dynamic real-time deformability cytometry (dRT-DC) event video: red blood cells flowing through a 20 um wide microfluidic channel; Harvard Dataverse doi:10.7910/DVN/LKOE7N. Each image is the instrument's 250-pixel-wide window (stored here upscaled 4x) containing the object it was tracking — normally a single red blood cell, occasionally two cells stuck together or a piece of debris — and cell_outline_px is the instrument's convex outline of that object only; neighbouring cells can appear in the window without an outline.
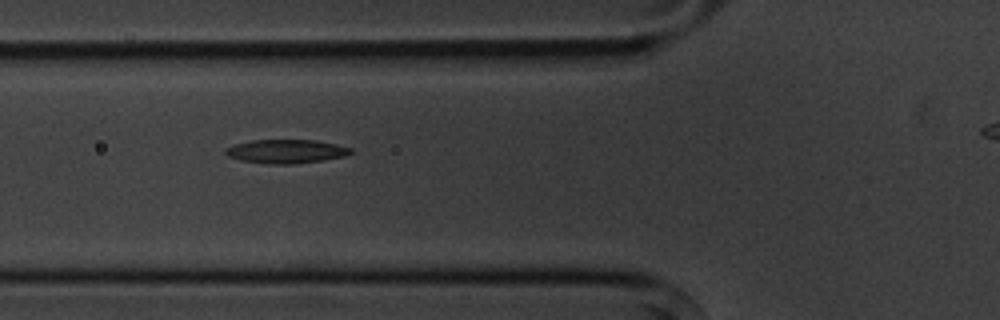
{"species": "common noctule bat (a hibernating species)", "species_latin": "Nyctalus noctula", "temperature_condition": "cold", "stored_images_in_passage": 16, "camera_frame_rate_fps": 3000, "um_per_image_px": 0.085, "animal": {"sex": "male", "body_mass_g": 20.1, "forearm_length_mm": 53.5}, "frame": {"image": 1, "passage_image": 7, "time_ms": 7.667, "image_size_px": [1000, 320], "cell_outline_px": [[352, 152], [344, 156], [324, 160], [292, 164], [272, 164], [240, 160], [228, 156], [224, 152], [224, 148], [236, 144], [252, 140], [316, 140], [336, 144], [352, 148]], "centroid_in_image_um": [24.31, 12.86], "position_along_channel_um": 101.5, "area_um2": 17.28}}
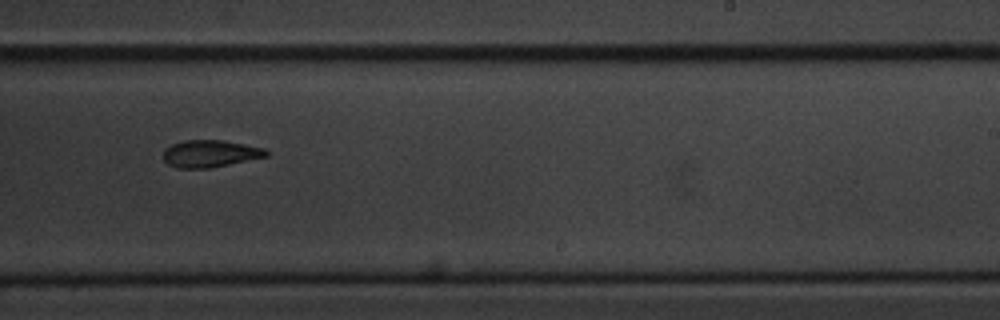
{"frame": {"image": 2, "passage_image": 11, "time_ms": 12.333, "image_size_px": [1000, 320], "cell_outline_px": [[268, 156], [208, 168], [176, 168], [168, 164], [164, 160], [164, 148], [172, 144], [184, 140], [224, 140], [264, 148], [268, 152]], "centroid_in_image_um": [17.83, 13.05], "position_along_channel_um": 271.2, "area_um2": 16.18}}
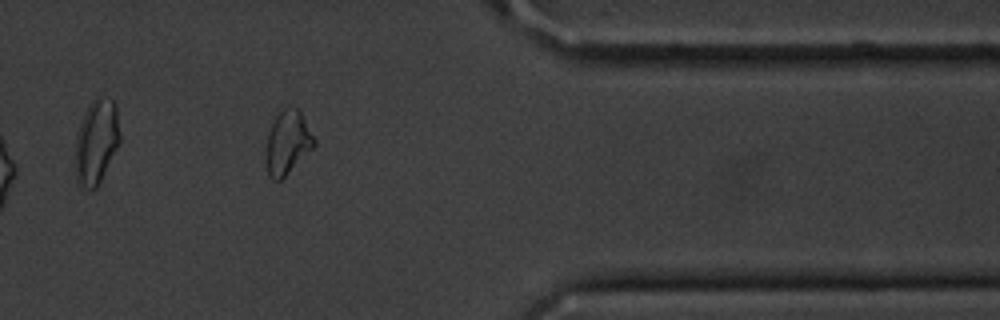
{"frame": {"image": 3, "passage_image": 14, "time_ms": 16.0, "image_size_px": [1000, 320], "cell_outline_px": [[316, 144], [280, 180], [272, 180], [268, 172], [268, 132], [276, 116], [284, 108], [296, 108], [300, 112], [316, 140]], "centroid_in_image_um": [24.47, 12.09], "position_along_channel_um": 386.9, "area_um2": 16.88}, "authors_computed_cell_mechanics": {"area_um2": 16.7331, "velocity_mm_per_s": 3.6286, "shape_relaxation_time_tau1_ms": 7.0641, "shape_relaxation_time_tau2_ms": 5.711, "deformation_change_tau1": 0.1765, "deformation_change_tau2": 0.1372}}